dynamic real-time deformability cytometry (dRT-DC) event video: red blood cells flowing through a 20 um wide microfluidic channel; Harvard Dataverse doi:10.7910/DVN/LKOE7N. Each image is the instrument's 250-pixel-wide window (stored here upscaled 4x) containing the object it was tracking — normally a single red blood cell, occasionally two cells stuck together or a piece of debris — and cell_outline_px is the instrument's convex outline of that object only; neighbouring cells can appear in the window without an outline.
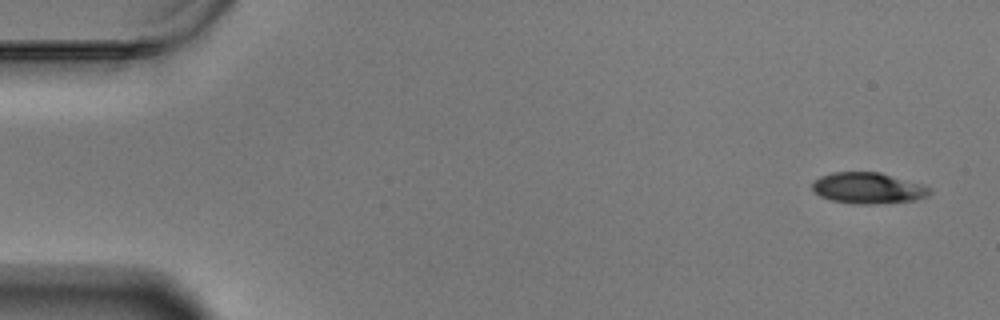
{"species": "Egyptian fruit bat (a non-hibernating species)", "species_latin": "Rousettus aegyptiacus", "temperature_condition": "warm", "stored_images_in_passage": 57, "camera_frame_rate_fps": 3000, "um_per_image_px": 0.085, "animal": {"sex": "male"}, "frame": {"image": 1, "passage_image": 1, "time_ms": 0.0, "image_size_px": [1000, 320], "cell_outline_px": [[932, 192], [928, 196], [912, 200], [872, 204], [856, 204], [832, 200], [820, 196], [812, 188], [812, 184], [820, 176], [832, 172], [880, 172], [924, 184], [932, 188]], "centroid_in_image_um": [73.83, 15.98], "position_along_channel_um": 11.2, "area_um2": 21.27}}
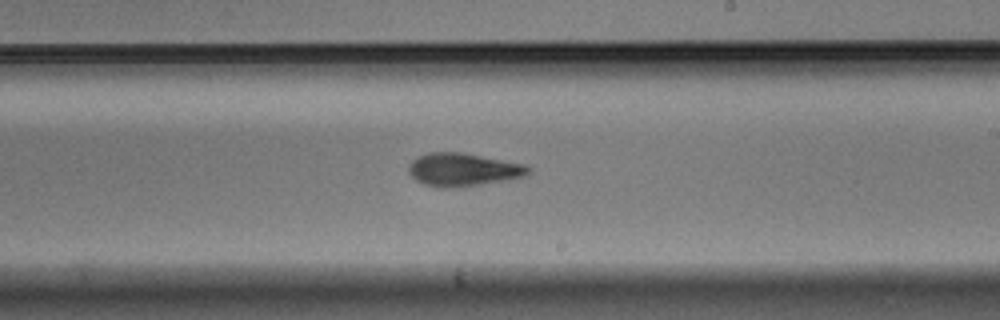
{"frame": {"image": 2, "passage_image": 33, "time_ms": 10.667, "image_size_px": [1000, 320], "cell_outline_px": [[532, 172], [528, 176], [508, 180], [480, 184], [448, 188], [440, 188], [424, 184], [416, 180], [408, 172], [408, 164], [416, 156], [428, 152], [460, 152], [528, 164], [532, 168]], "centroid_in_image_um": [39.4, 14.41], "position_along_channel_um": 249.6, "area_um2": 23.47}}
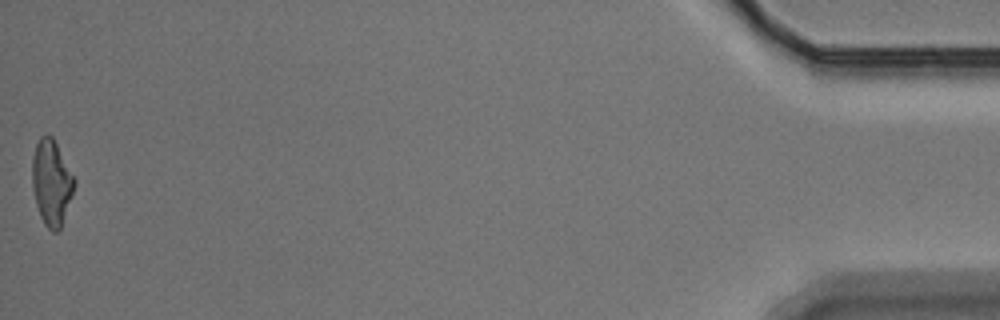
{"frame": {"image": 3, "passage_image": 57, "time_ms": 18.667, "image_size_px": [1000, 320], "cell_outline_px": [[76, 184], [72, 196], [60, 228], [56, 232], [52, 232], [44, 224], [40, 216], [36, 204], [32, 188], [32, 156], [36, 144], [40, 136], [52, 136], [76, 180]], "centroid_in_image_um": [4.37, 15.53], "position_along_channel_um": 430.8, "area_um2": 20.92}, "authors_computed_cell_mechanics": {"area_um2": 22.0218, "velocity_mm_per_s": 3.4482, "shape_relaxation_time_tau1_ms": 4.6786, "shape_relaxation_time_tau2_ms": 4.4844, "deformation_change_tau1": 0.1959, "deformation_change_tau2": 0.1386}}